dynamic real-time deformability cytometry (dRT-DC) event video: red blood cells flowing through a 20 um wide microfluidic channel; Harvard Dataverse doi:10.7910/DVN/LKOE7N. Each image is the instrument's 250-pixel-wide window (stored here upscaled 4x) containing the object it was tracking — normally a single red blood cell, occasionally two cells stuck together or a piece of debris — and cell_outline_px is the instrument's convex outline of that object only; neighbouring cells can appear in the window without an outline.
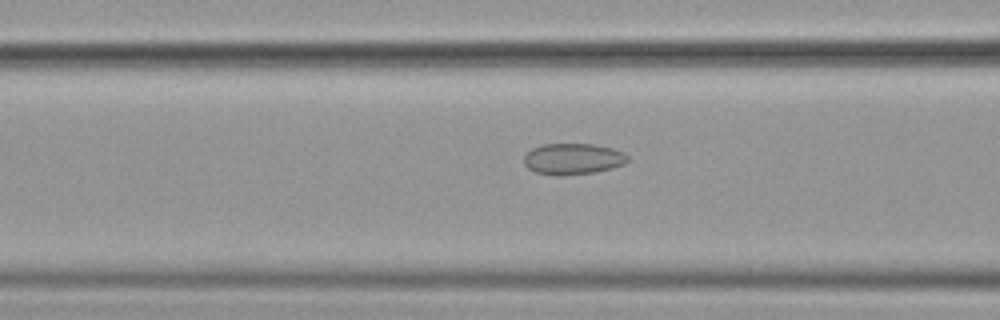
{"species": "common noctule bat (a hibernating species)", "species_latin": "Nyctalus noctula", "temperature_condition": "cold", "stored_images_in_passage": 44, "camera_frame_rate_fps": 3000, "um_per_image_px": 0.085, "animal": {"sex": "female", "body_mass_g": 19.9}, "frame": {"image": 1, "passage_image": 18, "time_ms": 5.667, "image_size_px": [1000, 320], "cell_outline_px": [[628, 160], [624, 164], [612, 168], [592, 172], [560, 176], [556, 176], [536, 172], [528, 168], [524, 164], [524, 156], [532, 148], [540, 144], [592, 144], [612, 148], [624, 152], [628, 156]], "centroid_in_image_um": [48.68, 13.5], "position_along_channel_um": 117.9, "area_um2": 18.84}}
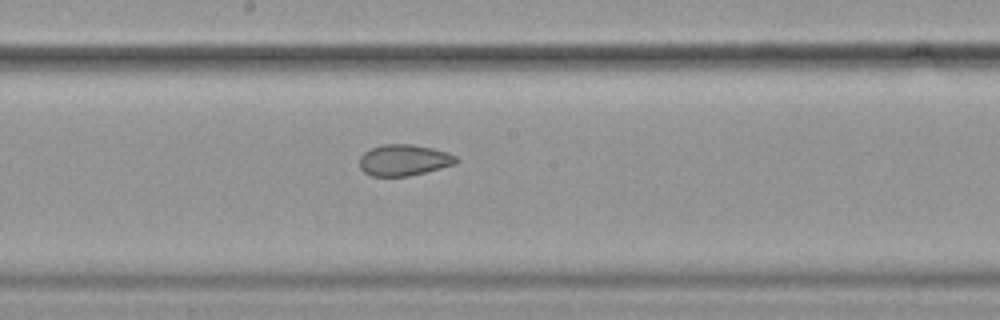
{"frame": {"image": 2, "passage_image": 26, "time_ms": 8.333, "image_size_px": [1000, 320], "cell_outline_px": [[460, 160], [456, 164], [408, 176], [372, 176], [364, 172], [360, 168], [360, 156], [364, 152], [372, 148], [384, 144], [412, 144], [432, 148], [448, 152], [456, 156]], "centroid_in_image_um": [34.35, 13.6], "position_along_channel_um": 213.9, "area_um2": 17.57}}
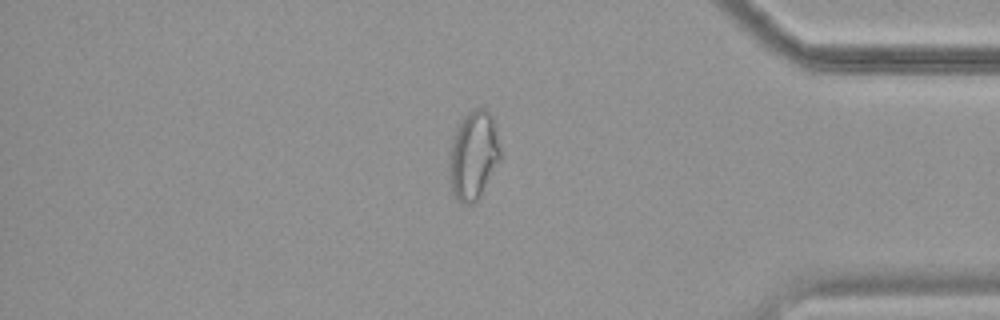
{"frame": {"image": 3, "passage_image": 43, "time_ms": 14.0, "image_size_px": [1000, 320], "cell_outline_px": [[500, 160], [480, 196], [472, 204], [464, 204], [456, 200], [452, 192], [448, 152], [456, 128], [464, 116], [476, 108], [484, 108], [492, 116], [500, 148]], "centroid_in_image_um": [40.22, 13.22], "position_along_channel_um": 395.0, "area_um2": 26.18}}